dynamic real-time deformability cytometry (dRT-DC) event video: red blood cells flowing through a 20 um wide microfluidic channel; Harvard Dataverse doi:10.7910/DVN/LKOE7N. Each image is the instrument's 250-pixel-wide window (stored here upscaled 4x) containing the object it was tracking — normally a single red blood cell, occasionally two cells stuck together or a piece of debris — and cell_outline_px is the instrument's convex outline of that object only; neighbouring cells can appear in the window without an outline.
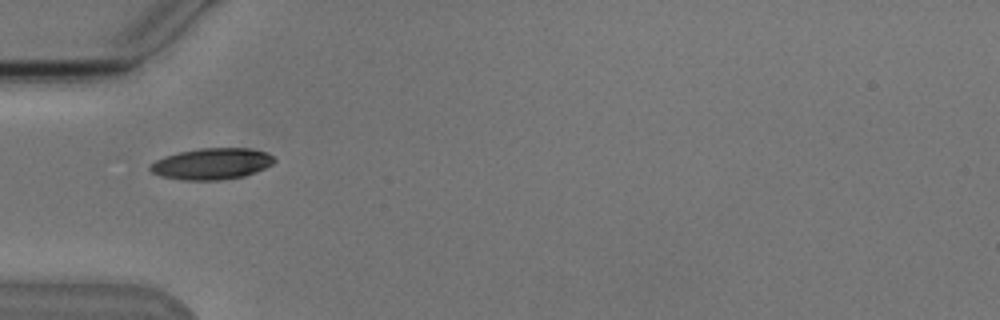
{"species": "Egyptian fruit bat (a non-hibernating species)", "species_latin": "Rousettus aegyptiacus", "temperature_condition": "cold", "stored_images_in_passage": 3, "camera_frame_rate_fps": 3000, "um_per_image_px": 0.085, "animal": {"sex": "male"}, "frame": {"image": 1, "passage_image": 1, "time_ms": 0.0, "image_size_px": [1000, 320], "cell_outline_px": [[276, 160], [272, 164], [256, 172], [244, 176], [220, 180], [184, 180], [160, 176], [152, 172], [148, 168], [156, 160], [164, 156], [180, 152], [200, 148], [252, 148], [268, 152]], "centroid_in_image_um": [18.02, 13.92], "position_along_channel_um": 67.0, "area_um2": 22.66}}
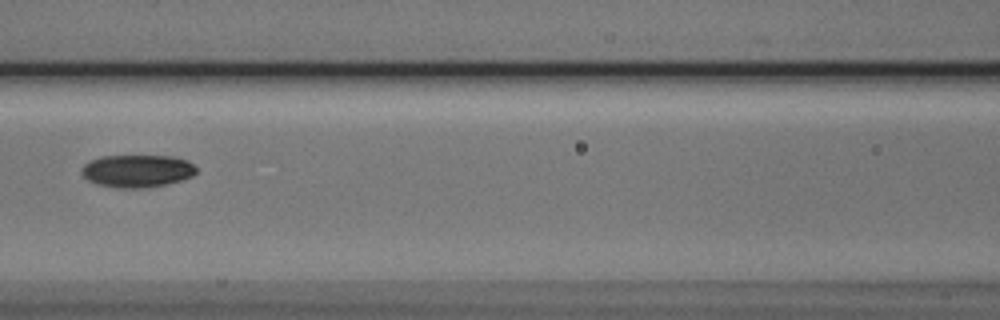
{"frame": {"image": 2, "passage_image": 3, "time_ms": 2.333, "image_size_px": [1000, 320], "cell_outline_px": [[196, 172], [192, 176], [180, 180], [164, 184], [140, 188], [120, 188], [96, 184], [88, 180], [80, 172], [84, 164], [100, 156], [172, 156], [188, 160], [196, 168]], "centroid_in_image_um": [11.64, 14.52], "position_along_channel_um": 155.0, "area_um2": 21.62}}